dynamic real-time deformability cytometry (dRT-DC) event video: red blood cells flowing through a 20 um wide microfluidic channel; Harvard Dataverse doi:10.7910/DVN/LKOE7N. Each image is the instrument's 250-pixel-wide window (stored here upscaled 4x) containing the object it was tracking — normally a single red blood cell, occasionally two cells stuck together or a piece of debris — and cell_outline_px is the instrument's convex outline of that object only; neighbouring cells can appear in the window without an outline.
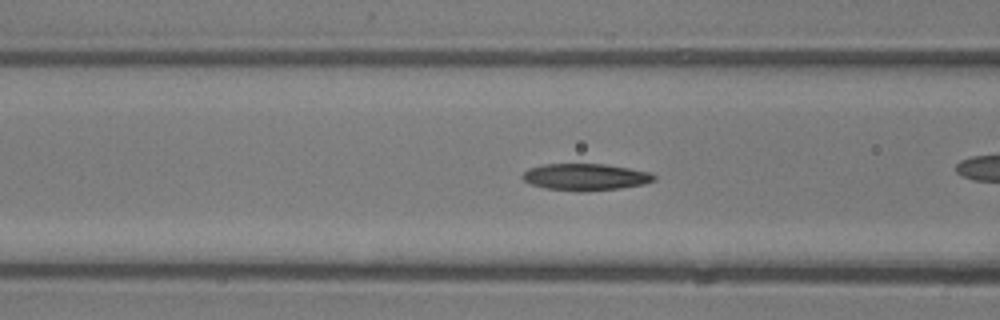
{"species": "common noctule bat (a hibernating species)", "species_latin": "Nyctalus noctula", "temperature_condition": "room temperature", "stored_images_in_passage": 36, "camera_frame_rate_fps": 3000, "um_per_image_px": 0.085, "animal": {"sex": "male", "body_mass_g": 13.3}, "frame": {"image": 1, "passage_image": 6, "time_ms": 1.667, "image_size_px": [1000, 320], "cell_outline_px": [[656, 180], [644, 184], [620, 188], [584, 192], [580, 192], [544, 188], [532, 184], [524, 180], [520, 176], [528, 168], [544, 164], [604, 164], [628, 168], [648, 172], [656, 176]], "centroid_in_image_um": [49.74, 15.05], "position_along_channel_um": 116.9, "area_um2": 20.58}}
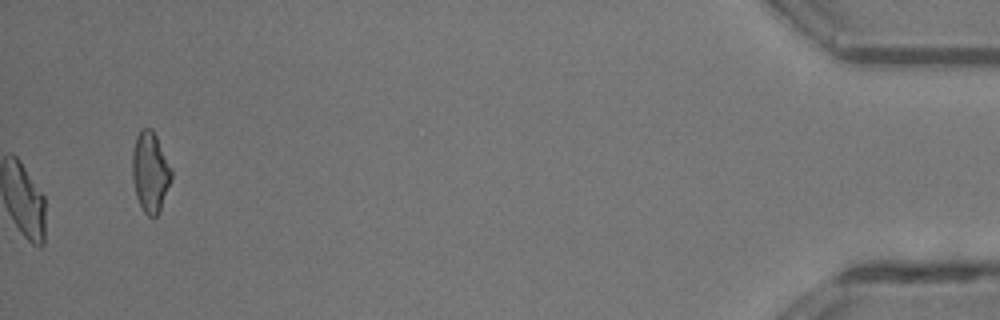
{"frame": {"image": 2, "passage_image": 36, "time_ms": 11.667, "image_size_px": [1000, 320], "cell_outline_px": [[172, 176], [160, 208], [156, 216], [148, 216], [144, 212], [136, 196], [132, 180], [132, 152], [136, 136], [140, 128], [152, 128], [172, 168]], "centroid_in_image_um": [12.75, 14.57], "position_along_channel_um": 422.5, "area_um2": 18.21}, "authors_computed_cell_mechanics": {"area_um2": 20.1433, "velocity_mm_per_s": 4.2483, "shape_relaxation_time_tau1_ms": 9.4096, "shape_relaxation_time_tau2_ms": 2.7134, "deformation_change_tau1": 0.2474, "deformation_change_tau2": 0.0947}}